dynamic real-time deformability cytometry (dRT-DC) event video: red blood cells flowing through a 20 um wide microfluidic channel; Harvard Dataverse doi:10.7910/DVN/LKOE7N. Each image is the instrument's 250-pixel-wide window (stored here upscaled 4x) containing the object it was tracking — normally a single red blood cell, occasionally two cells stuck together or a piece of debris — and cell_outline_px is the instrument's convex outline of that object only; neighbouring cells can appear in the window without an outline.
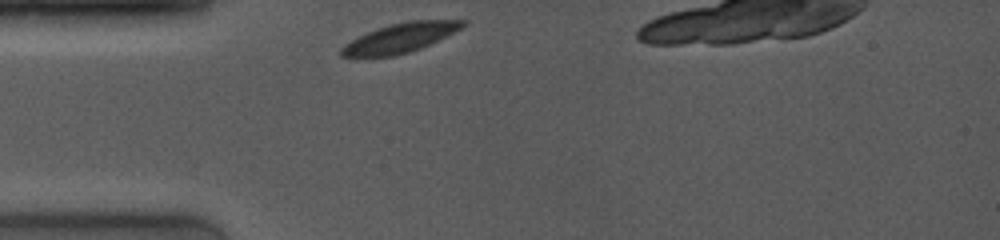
{"species": "common noctule bat (a hibernating species)", "species_latin": "Nyctalus noctula", "temperature_condition": "room temperature", "stored_images_in_passage": 8, "segment_of_instrument_passage": [1, 2], "camera_frame_rate_fps": 4000, "um_per_image_px": 0.085, "animal": {"sex": "female", "body_mass_g": 19.0, "forearm_length_mm": 53.3}, "frame": {"image": 1, "passage_image": 1, "time_ms": 0.0, "image_size_px": [1000, 240], "cell_outline_px": [[468, 20], [460, 28], [420, 48], [408, 52], [392, 56], [340, 56], [340, 48], [344, 44], [376, 28], [408, 20]], "centroid_in_image_um": [33.97, 3.21], "position_along_channel_um": 51.0, "area_um2": 20.11}}
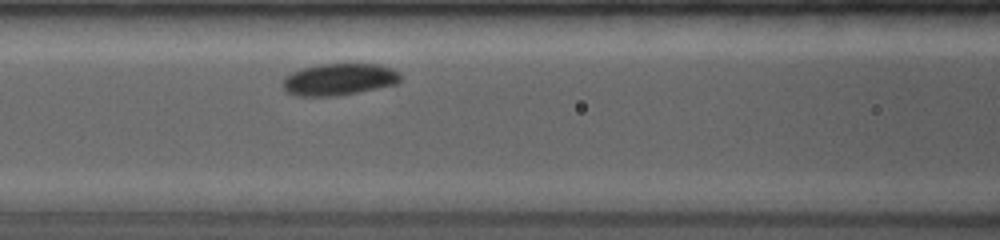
{"frame": {"image": 2, "passage_image": 7, "time_ms": 2.5, "image_size_px": [1000, 240], "cell_outline_px": [[400, 80], [396, 84], [336, 96], [296, 96], [288, 92], [284, 88], [284, 76], [292, 72], [304, 68], [320, 64], [380, 64], [392, 68], [400, 76]], "centroid_in_image_um": [28.81, 6.74], "position_along_channel_um": 137.8, "area_um2": 21.56}}